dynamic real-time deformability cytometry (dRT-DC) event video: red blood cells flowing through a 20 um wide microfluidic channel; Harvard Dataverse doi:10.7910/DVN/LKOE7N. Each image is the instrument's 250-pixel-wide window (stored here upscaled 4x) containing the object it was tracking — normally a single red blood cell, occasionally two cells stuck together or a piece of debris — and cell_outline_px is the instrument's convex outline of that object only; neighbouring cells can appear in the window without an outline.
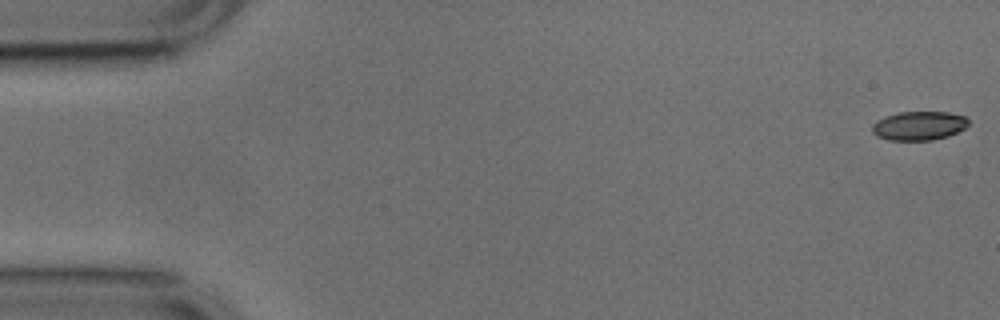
{"species": "common noctule bat (a hibernating species)", "species_latin": "Nyctalus noctula", "temperature_condition": "cold", "stored_images_in_passage": 11, "camera_frame_rate_fps": 3000, "um_per_image_px": 0.085, "animal": {"sex": "male", "body_mass_g": 17.9, "forearm_length_mm": 54.2}, "frame": {"image": 1, "passage_image": 1, "time_ms": 0.0, "image_size_px": [1000, 320], "cell_outline_px": [[968, 124], [964, 128], [948, 136], [932, 140], [888, 140], [872, 132], [872, 124], [876, 120], [884, 116], [900, 112], [948, 112], [964, 116], [968, 120]], "centroid_in_image_um": [78.09, 10.68], "position_along_channel_um": 6.9, "area_um2": 16.13}}